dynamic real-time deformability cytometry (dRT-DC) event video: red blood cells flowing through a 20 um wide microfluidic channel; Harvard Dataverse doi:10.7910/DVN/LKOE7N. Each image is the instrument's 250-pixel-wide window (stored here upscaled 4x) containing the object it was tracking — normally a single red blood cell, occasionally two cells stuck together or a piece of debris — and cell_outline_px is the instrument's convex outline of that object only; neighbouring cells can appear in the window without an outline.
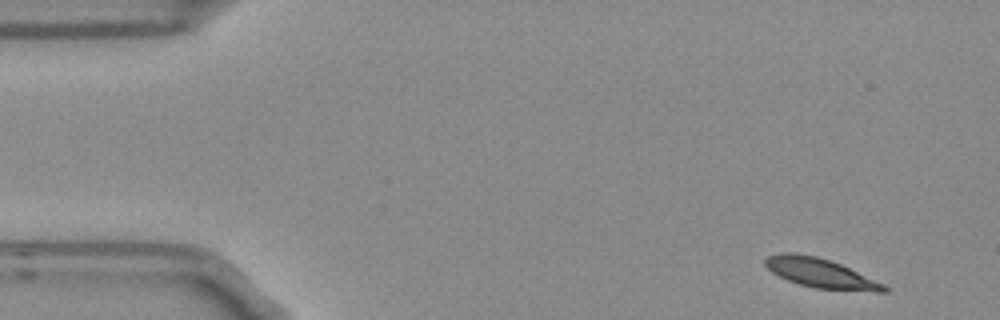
{"species": "Egyptian fruit bat (a non-hibernating species)", "species_latin": "Rousettus aegyptiacus", "temperature_condition": "room temperature", "stored_images_in_passage": 4, "camera_frame_rate_fps": 3000, "um_per_image_px": 0.085, "frame": {"image": 1, "passage_image": 1, "time_ms": 0.0, "image_size_px": [1000, 320], "cell_outline_px": [[888, 292], [876, 292], [812, 288], [788, 280], [772, 272], [764, 264], [764, 260], [768, 256], [780, 252], [796, 252], [816, 256], [840, 264], [884, 284], [888, 288]], "centroid_in_image_um": [69.72, 23.21], "position_along_channel_um": 15.3, "area_um2": 20.29}}
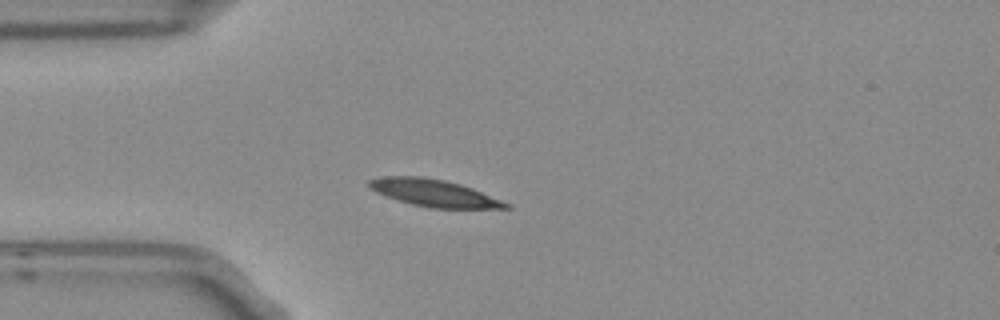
{"frame": {"image": 2, "passage_image": 4, "time_ms": 1.0, "image_size_px": [1000, 320], "cell_outline_px": [[512, 208], [428, 208], [396, 200], [384, 196], [368, 188], [368, 180], [384, 176], [420, 176], [444, 180], [460, 184], [472, 188], [512, 204]], "centroid_in_image_um": [36.86, 16.41], "position_along_channel_um": 48.1, "area_um2": 21.73}}